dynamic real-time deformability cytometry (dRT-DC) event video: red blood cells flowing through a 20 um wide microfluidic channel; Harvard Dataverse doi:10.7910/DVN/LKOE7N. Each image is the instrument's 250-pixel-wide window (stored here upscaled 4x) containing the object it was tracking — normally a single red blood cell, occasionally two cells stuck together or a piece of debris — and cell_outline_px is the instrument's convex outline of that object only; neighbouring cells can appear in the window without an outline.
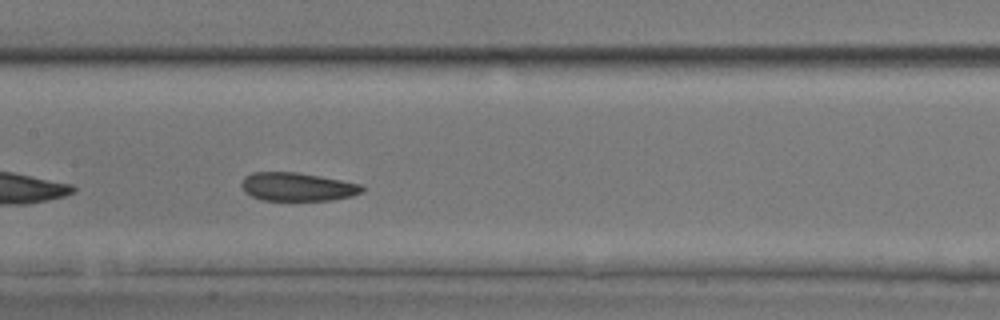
{"species": "common noctule bat (a hibernating species)", "species_latin": "Nyctalus noctula", "temperature_condition": "room temperature", "stored_images_in_passage": 37, "camera_frame_rate_fps": 3000, "um_per_image_px": 0.085, "animal": {"sex": "male", "body_mass_g": 17.9, "forearm_length_mm": 54.2}, "frame": {"image": 1, "passage_image": 11, "time_ms": 3.333, "image_size_px": [1000, 320], "cell_outline_px": [[364, 192], [352, 196], [328, 200], [264, 200], [252, 196], [244, 192], [240, 184], [244, 176], [252, 172], [296, 172], [320, 176], [364, 184]], "centroid_in_image_um": [25.29, 15.87], "position_along_channel_um": 182.1, "area_um2": 20.11}}
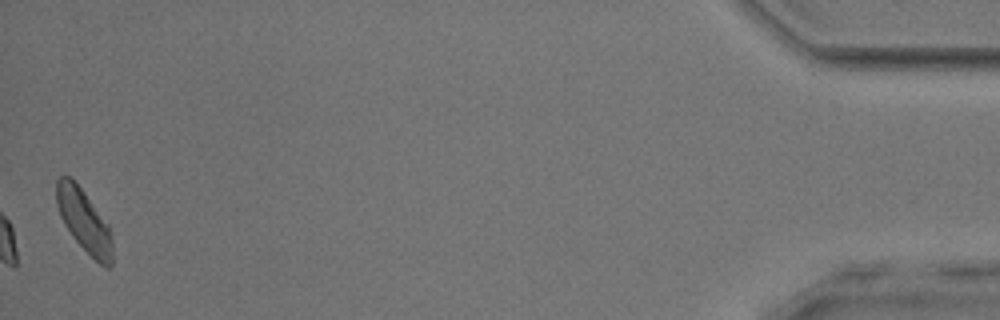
{"frame": {"image": 2, "passage_image": 37, "time_ms": 12.0, "image_size_px": [1000, 320], "cell_outline_px": [[112, 268], [104, 268], [72, 236], [64, 224], [60, 216], [56, 204], [56, 180], [60, 176], [68, 176], [80, 188], [108, 224], [112, 240]], "centroid_in_image_um": [7.14, 18.79], "position_along_channel_um": 428.1, "area_um2": 20.0}, "authors_computed_cell_mechanics": {"area_um2": 20.6346, "velocity_mm_per_s": 3.8701, "shape_relaxation_time_tau1_ms": 4.7058, "shape_relaxation_time_tau2_ms": 2.7887, "deformation_change_tau1": 0.09, "deformation_change_tau2": 0.0798}}